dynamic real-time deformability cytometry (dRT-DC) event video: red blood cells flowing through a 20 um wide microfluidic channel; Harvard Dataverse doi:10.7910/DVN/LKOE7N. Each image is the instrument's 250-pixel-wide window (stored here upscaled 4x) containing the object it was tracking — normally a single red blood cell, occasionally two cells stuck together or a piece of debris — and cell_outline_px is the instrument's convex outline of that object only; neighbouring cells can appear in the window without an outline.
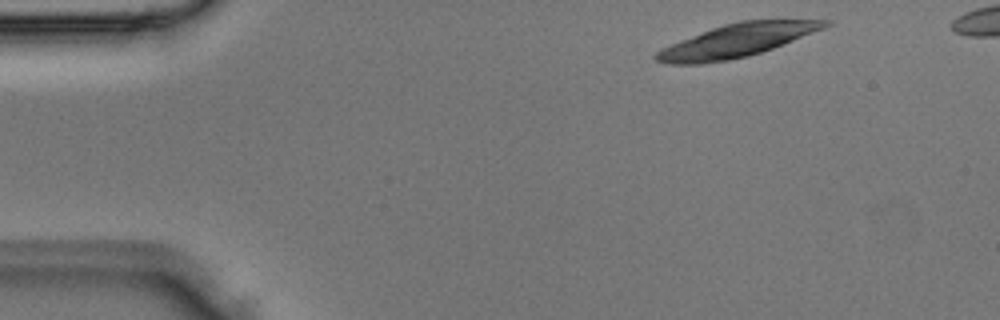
{"species": "Egyptian fruit bat (a non-hibernating species)", "species_latin": "Rousettus aegyptiacus", "temperature_condition": "room temperature", "stored_images_in_passage": 4, "camera_frame_rate_fps": 3000, "um_per_image_px": 0.085, "animal": {"sex": "male"}, "frame": {"image": 1, "passage_image": 1, "time_ms": 0.0, "image_size_px": [1000, 320], "cell_outline_px": [[832, 24], [824, 28], [772, 48], [748, 56], [728, 60], [700, 64], [668, 64], [656, 60], [652, 56], [656, 52], [680, 40], [712, 28], [724, 24], [740, 20], [832, 20]], "centroid_in_image_um": [62.62, 3.45], "position_along_channel_um": 22.4, "area_um2": 32.08}}